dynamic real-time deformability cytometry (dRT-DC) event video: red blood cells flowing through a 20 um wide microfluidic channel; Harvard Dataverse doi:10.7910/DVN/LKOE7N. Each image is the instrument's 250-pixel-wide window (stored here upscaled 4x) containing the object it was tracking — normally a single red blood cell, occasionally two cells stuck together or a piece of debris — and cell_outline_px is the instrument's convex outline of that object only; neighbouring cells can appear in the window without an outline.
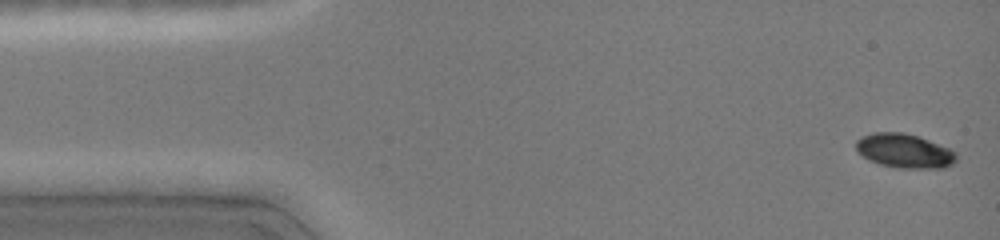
{"species": "common noctule bat (a hibernating species)", "species_latin": "Nyctalus noctula", "temperature_condition": "cold", "stored_images_in_passage": 7, "camera_frame_rate_fps": 3000, "um_per_image_px": 0.085, "animal": {"sex": "female", "body_mass_g": 19.0, "forearm_length_mm": 51.5}, "frame": {"image": 1, "passage_image": 1, "time_ms": 0.0, "image_size_px": [1000, 240], "cell_outline_px": [[956, 160], [952, 164], [944, 168], [900, 168], [880, 164], [868, 160], [856, 148], [856, 140], [872, 132], [904, 132], [928, 140], [948, 148], [956, 152]], "centroid_in_image_um": [76.88, 12.83], "position_along_channel_um": 8.1, "area_um2": 19.77}}
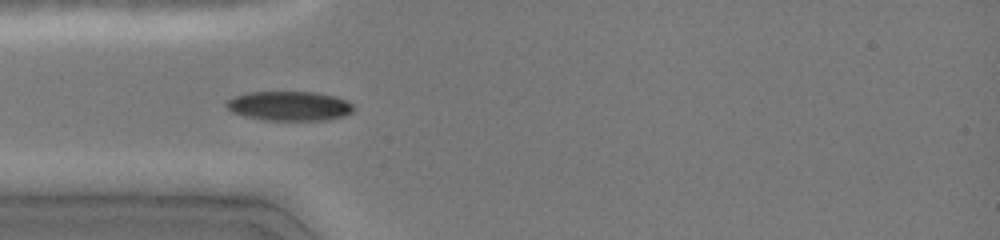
{"frame": {"image": 2, "passage_image": 6, "time_ms": 4.0, "image_size_px": [1000, 240], "cell_outline_px": [[356, 108], [352, 112], [344, 116], [328, 120], [268, 120], [244, 116], [232, 112], [224, 104], [232, 96], [248, 92], [316, 92], [348, 100]], "centroid_in_image_um": [24.6, 9.0], "position_along_channel_um": 60.4, "area_um2": 21.96}}